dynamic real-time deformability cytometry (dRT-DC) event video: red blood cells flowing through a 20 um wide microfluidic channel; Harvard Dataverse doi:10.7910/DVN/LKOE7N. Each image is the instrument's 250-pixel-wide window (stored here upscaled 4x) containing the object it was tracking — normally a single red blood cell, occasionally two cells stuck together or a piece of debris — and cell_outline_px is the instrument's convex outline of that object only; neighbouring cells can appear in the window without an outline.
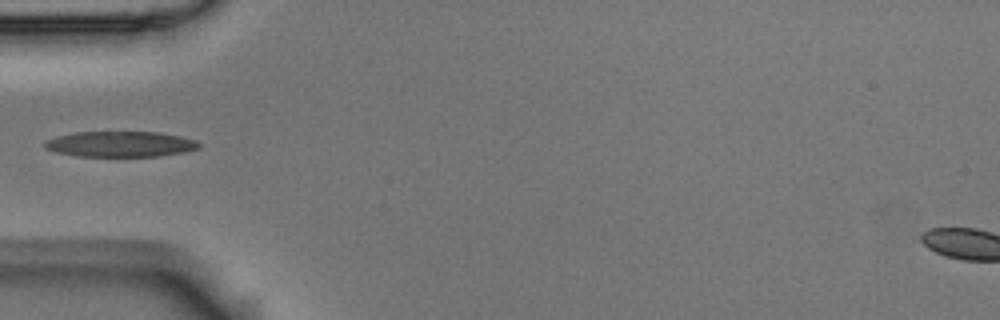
{"species": "Egyptian fruit bat (a non-hibernating species)", "species_latin": "Rousettus aegyptiacus", "temperature_condition": "room temperature", "stored_images_in_passage": 4, "camera_frame_rate_fps": 3000, "um_per_image_px": 0.085, "animal": {"sex": "male"}, "frame": {"image": 1, "passage_image": 4, "time_ms": 1.0, "image_size_px": [1000, 320], "cell_outline_px": [[200, 148], [184, 152], [160, 156], [76, 156], [56, 152], [44, 148], [44, 140], [56, 136], [76, 132], [160, 132], [180, 136], [196, 140], [200, 144]], "centroid_in_image_um": [10.22, 12.25], "position_along_channel_um": 74.8, "area_um2": 23.12}}